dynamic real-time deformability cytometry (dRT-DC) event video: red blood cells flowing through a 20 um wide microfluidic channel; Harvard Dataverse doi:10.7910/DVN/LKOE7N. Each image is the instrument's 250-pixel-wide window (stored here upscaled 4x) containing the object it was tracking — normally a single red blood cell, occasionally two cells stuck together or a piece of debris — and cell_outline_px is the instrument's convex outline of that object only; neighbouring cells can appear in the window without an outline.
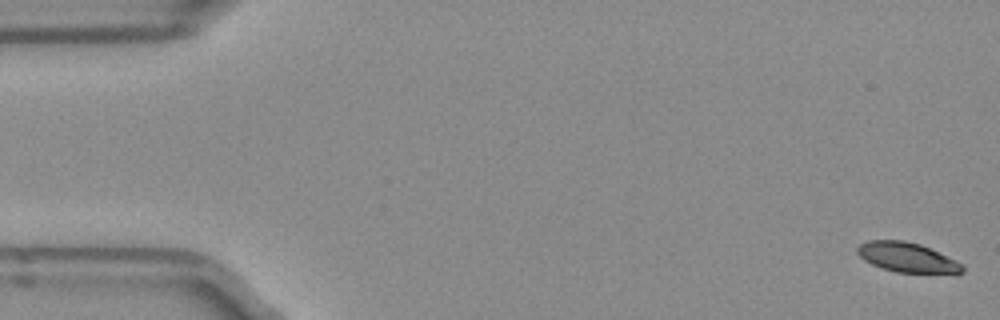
{"species": "Egyptian fruit bat (a non-hibernating species)", "species_latin": "Rousettus aegyptiacus", "temperature_condition": "room temperature", "stored_images_in_passage": 12, "camera_frame_rate_fps": 3000, "um_per_image_px": 0.085, "frame": {"image": 1, "passage_image": 1, "time_ms": 0.0, "image_size_px": [1000, 320], "cell_outline_px": [[964, 272], [956, 276], [896, 272], [872, 264], [864, 260], [856, 252], [856, 248], [860, 244], [868, 240], [904, 240], [920, 244], [960, 264], [964, 268]], "centroid_in_image_um": [77.14, 21.92], "position_along_channel_um": 7.9, "area_um2": 18.44}}